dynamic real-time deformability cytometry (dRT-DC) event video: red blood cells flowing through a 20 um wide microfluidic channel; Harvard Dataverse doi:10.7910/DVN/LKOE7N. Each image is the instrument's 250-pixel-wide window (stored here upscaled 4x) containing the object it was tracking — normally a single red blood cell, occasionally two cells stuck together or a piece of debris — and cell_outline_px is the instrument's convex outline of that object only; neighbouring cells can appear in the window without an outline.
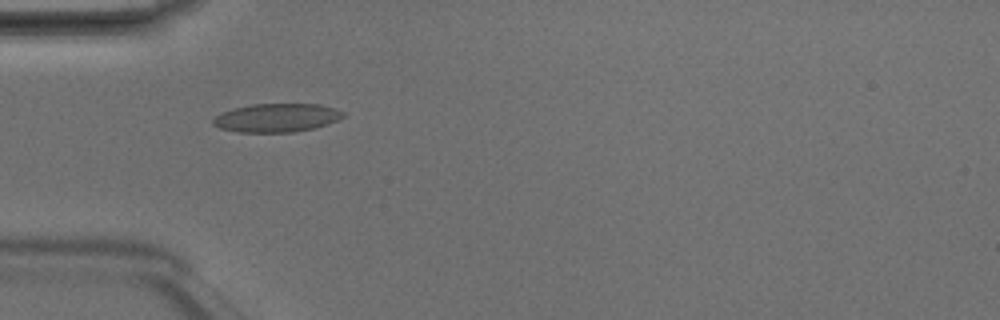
{"species": "Egyptian fruit bat (a non-hibernating species)", "species_latin": "Rousettus aegyptiacus", "temperature_condition": "room temperature", "stored_images_in_passage": 4, "camera_frame_rate_fps": 3000, "um_per_image_px": 0.085, "animal": {"sex": "male"}, "frame": {"image": 1, "passage_image": 1, "time_ms": 0.0, "image_size_px": [1000, 320], "cell_outline_px": [[344, 116], [328, 124], [316, 128], [292, 132], [240, 132], [220, 128], [212, 124], [212, 120], [220, 112], [252, 104], [320, 104], [336, 108], [344, 112]], "centroid_in_image_um": [23.53, 10.01], "position_along_channel_um": 61.5, "area_um2": 21.62}}
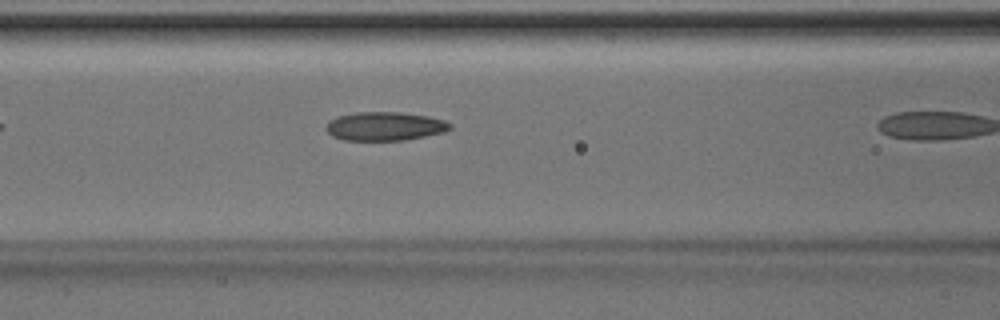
{"frame": {"image": 2, "passage_image": 3, "time_ms": 0.667, "image_size_px": [1000, 320], "cell_outline_px": [[452, 128], [444, 132], [404, 140], [344, 140], [332, 136], [324, 128], [328, 120], [336, 116], [356, 112], [400, 112], [428, 116], [444, 120], [452, 124]], "centroid_in_image_um": [32.68, 10.72], "position_along_channel_um": 133.9, "area_um2": 20.87}}